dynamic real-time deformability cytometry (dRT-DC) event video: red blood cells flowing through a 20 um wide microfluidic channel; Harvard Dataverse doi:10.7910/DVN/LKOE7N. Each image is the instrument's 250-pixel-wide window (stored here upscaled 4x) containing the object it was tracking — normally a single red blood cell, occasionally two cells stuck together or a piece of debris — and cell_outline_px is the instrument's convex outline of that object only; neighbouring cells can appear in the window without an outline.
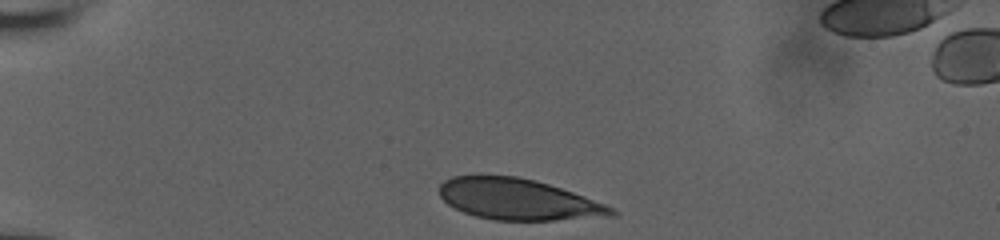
{"species": "human", "species_latin": "Homo sapiens", "temperature_condition": "room temperature", "stored_images_in_passage": 34, "camera_frame_rate_fps": 3000, "um_per_image_px": 0.085, "donor": {"sex": "male"}, "frame": {"image": 1, "passage_image": 1, "time_ms": 0.0, "image_size_px": [1000, 240], "cell_outline_px": [[620, 212], [616, 216], [556, 220], [492, 220], [476, 216], [464, 212], [448, 204], [440, 196], [440, 184], [444, 180], [452, 176], [480, 172], [516, 176], [536, 180], [584, 196], [616, 208]], "centroid_in_image_um": [44.03, 16.91], "position_along_channel_um": 41.0, "area_um2": 42.08}}
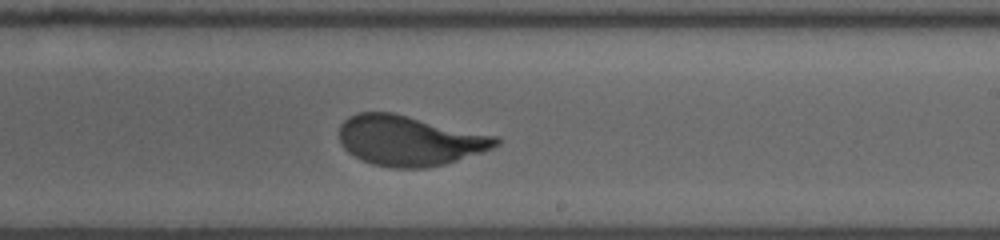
{"frame": {"image": 2, "passage_image": 22, "time_ms": 7.0, "image_size_px": [1000, 240], "cell_outline_px": [[500, 144], [492, 148], [444, 164], [424, 168], [392, 168], [372, 164], [348, 152], [340, 144], [340, 124], [348, 116], [356, 112], [392, 112], [500, 136]], "centroid_in_image_um": [34.8, 11.93], "position_along_channel_um": 254.2, "area_um2": 45.89}}
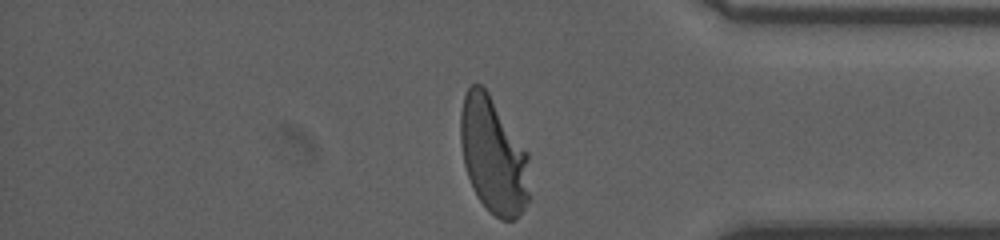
{"frame": {"image": 3, "passage_image": 34, "time_ms": 11.0, "image_size_px": [1000, 240], "cell_outline_px": [[528, 200], [524, 208], [516, 220], [500, 220], [480, 200], [472, 188], [464, 164], [460, 144], [460, 112], [464, 96], [468, 88], [472, 84], [480, 84], [488, 92], [528, 152]], "centroid_in_image_um": [41.92, 13.21], "position_along_channel_um": 393.3, "area_um2": 46.53}, "authors_computed_cell_mechanics": {"area_um2": 46.0955, "velocity_mm_per_s": 3.8155, "shape_relaxation_time_tau1_ms": 3.4454, "shape_relaxation_time_tau2_ms": null, "deformation_change_tau1": 0.1785, "deformation_change_tau2": null}}